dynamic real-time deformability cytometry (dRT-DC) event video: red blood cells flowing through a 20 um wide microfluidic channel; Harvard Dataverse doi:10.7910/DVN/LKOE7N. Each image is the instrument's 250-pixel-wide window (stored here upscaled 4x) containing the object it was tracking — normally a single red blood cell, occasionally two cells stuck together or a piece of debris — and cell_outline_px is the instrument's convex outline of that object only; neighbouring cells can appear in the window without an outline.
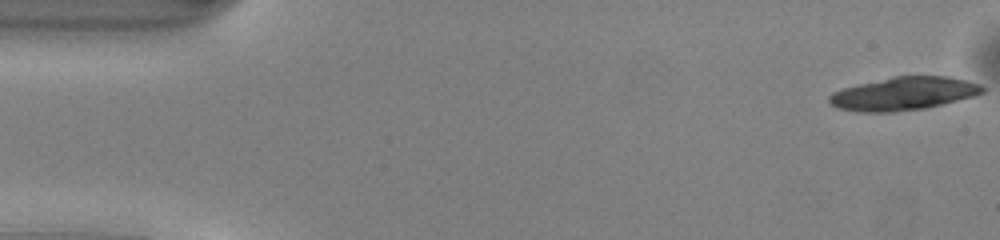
{"species": "common noctule bat (a hibernating species)", "species_latin": "Nyctalus noctula", "temperature_condition": "warm", "stored_images_in_passage": 15, "camera_frame_rate_fps": 3000, "um_per_image_px": 0.085, "animal": {"sex": "male", "body_mass_g": 13.0, "forearm_length_mm": 53.1}, "frame": {"image": 1, "passage_image": 1, "time_ms": 0.0, "image_size_px": [1000, 240], "cell_outline_px": [[984, 92], [972, 96], [924, 108], [892, 112], [860, 112], [836, 108], [828, 104], [828, 96], [832, 92], [856, 84], [892, 76], [948, 76], [980, 84], [984, 88]], "centroid_in_image_um": [76.72, 7.95], "position_along_channel_um": 8.3, "area_um2": 29.54}}